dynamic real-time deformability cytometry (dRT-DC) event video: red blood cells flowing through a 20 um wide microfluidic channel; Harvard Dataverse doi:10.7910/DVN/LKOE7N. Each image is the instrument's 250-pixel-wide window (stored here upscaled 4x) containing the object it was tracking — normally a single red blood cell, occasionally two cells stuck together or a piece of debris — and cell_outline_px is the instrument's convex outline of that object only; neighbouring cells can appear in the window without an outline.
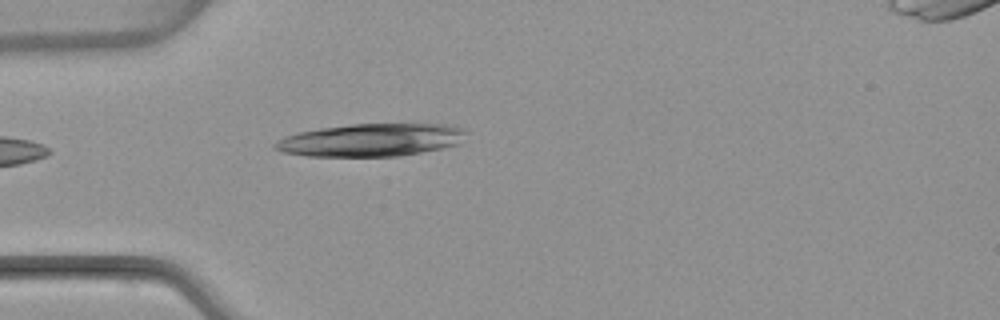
{"species": "common noctule bat (a hibernating species)", "species_latin": "Nyctalus noctula", "temperature_condition": "warm", "stored_images_in_passage": 4, "camera_frame_rate_fps": 3000, "um_per_image_px": 0.085, "animal": {"sex": "female", "body_mass_g": 22.7, "forearm_length_mm": 54.2}, "frame": {"image": 1, "passage_image": 4, "time_ms": 3.667, "image_size_px": [1000, 320], "cell_outline_px": [[468, 132], [460, 144], [400, 156], [308, 156], [280, 152], [272, 148], [272, 144], [276, 140], [284, 136], [300, 132], [320, 128], [352, 124], [452, 124], [464, 128]], "centroid_in_image_um": [31.54, 11.89], "position_along_channel_um": 53.5, "area_um2": 36.76}}